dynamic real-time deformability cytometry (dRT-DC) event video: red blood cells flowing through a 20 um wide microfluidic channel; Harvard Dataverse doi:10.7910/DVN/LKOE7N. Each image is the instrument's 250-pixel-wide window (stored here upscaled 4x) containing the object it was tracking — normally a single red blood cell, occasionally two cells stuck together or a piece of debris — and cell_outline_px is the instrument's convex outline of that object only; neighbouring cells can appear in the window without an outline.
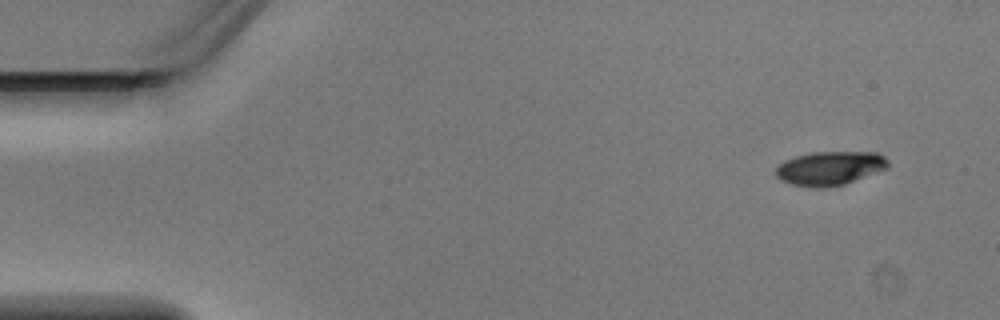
{"species": "Egyptian fruit bat (a non-hibernating species)", "species_latin": "Rousettus aegyptiacus", "temperature_condition": "warm", "stored_images_in_passage": 4, "segment_of_instrument_passage": [2, 2], "camera_frame_rate_fps": 3000, "um_per_image_px": 0.085, "animal": {"sex": "male"}, "frame": {"image": 1, "passage_image": 4, "time_ms": 1.0, "image_size_px": [1000, 320], "cell_outline_px": [[888, 168], [844, 184], [828, 188], [816, 188], [792, 184], [780, 180], [776, 176], [776, 168], [784, 160], [796, 156], [812, 152], [876, 152], [884, 156], [888, 160]], "centroid_in_image_um": [70.53, 14.3], "position_along_channel_um": 14.5, "area_um2": 22.2}}